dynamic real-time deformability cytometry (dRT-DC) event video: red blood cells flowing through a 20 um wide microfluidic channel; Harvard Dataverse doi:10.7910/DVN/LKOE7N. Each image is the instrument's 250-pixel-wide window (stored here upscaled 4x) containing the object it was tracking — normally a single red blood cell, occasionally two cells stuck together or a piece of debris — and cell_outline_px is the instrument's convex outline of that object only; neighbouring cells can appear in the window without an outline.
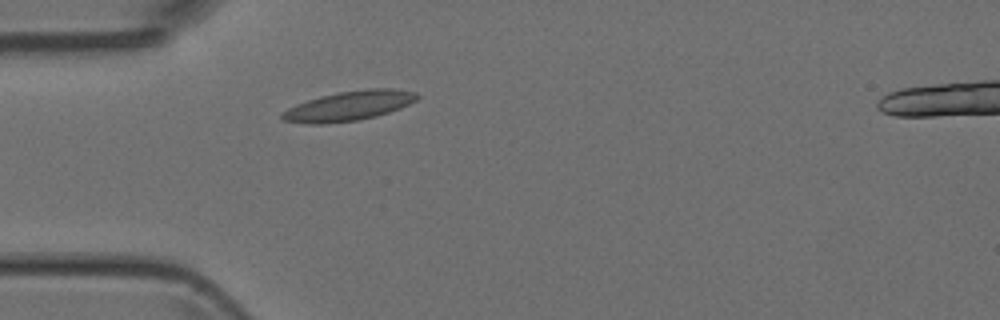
{"species": "Egyptian fruit bat (a non-hibernating species)", "species_latin": "Rousettus aegyptiacus", "temperature_condition": "room temperature", "stored_images_in_passage": 2, "camera_frame_rate_fps": 3000, "um_per_image_px": 0.085, "animal": {"sex": "female"}, "frame": {"image": 1, "passage_image": 1, "time_ms": 0.0, "image_size_px": [1000, 320], "cell_outline_px": [[420, 96], [416, 100], [400, 108], [376, 116], [356, 120], [324, 124], [308, 124], [284, 120], [280, 116], [280, 112], [296, 104], [320, 96], [336, 92], [368, 88], [392, 88], [416, 92]], "centroid_in_image_um": [29.65, 8.99], "position_along_channel_um": 55.4, "area_um2": 23.35}}